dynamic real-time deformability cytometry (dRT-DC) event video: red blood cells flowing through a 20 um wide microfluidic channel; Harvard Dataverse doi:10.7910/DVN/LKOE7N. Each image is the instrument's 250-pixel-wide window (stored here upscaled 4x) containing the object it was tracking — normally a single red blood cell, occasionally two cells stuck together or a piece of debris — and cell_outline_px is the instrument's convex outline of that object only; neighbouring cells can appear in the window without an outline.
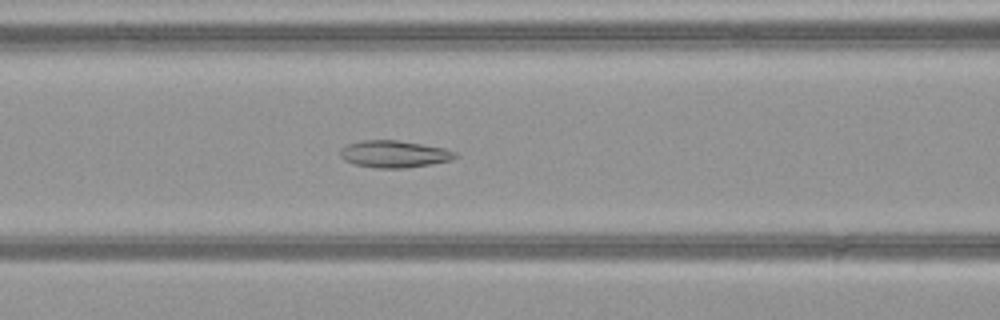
{"species": "common noctule bat (a hibernating species)", "species_latin": "Nyctalus noctula", "temperature_condition": "warm", "stored_images_in_passage": 52, "segment_of_instrument_passage": [1, 2], "camera_frame_rate_fps": 3000, "um_per_image_px": 0.085, "animal": {"sex": "female", "body_mass_g": 21.9}, "frame": {"image": 1, "passage_image": 22, "time_ms": 7.0, "image_size_px": [1000, 320], "cell_outline_px": [[460, 156], [452, 160], [432, 164], [404, 168], [376, 168], [356, 164], [344, 160], [340, 156], [340, 148], [348, 144], [364, 140], [400, 140], [444, 148], [456, 152]], "centroid_in_image_um": [33.54, 13.09], "position_along_channel_um": 133.1, "area_um2": 18.21}}
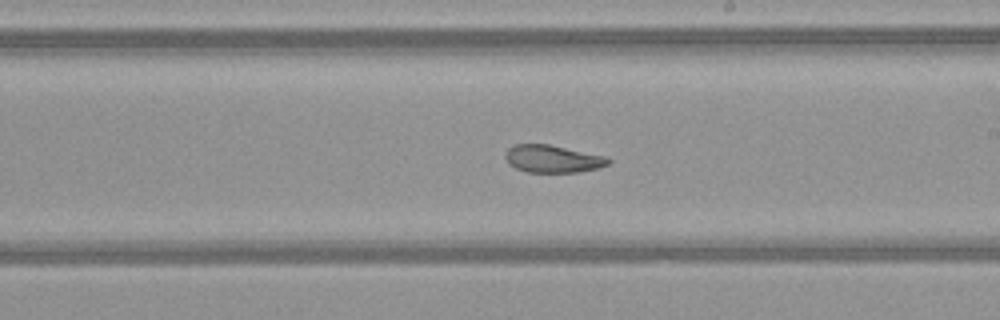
{"frame": {"image": 2, "passage_image": 30, "time_ms": 9.667, "image_size_px": [1000, 320], "cell_outline_px": [[612, 160], [608, 164], [600, 168], [580, 172], [528, 172], [516, 168], [508, 164], [504, 156], [508, 148], [512, 144], [548, 144], [608, 156]], "centroid_in_image_um": [47.0, 13.5], "position_along_channel_um": 242.0, "area_um2": 16.76}}
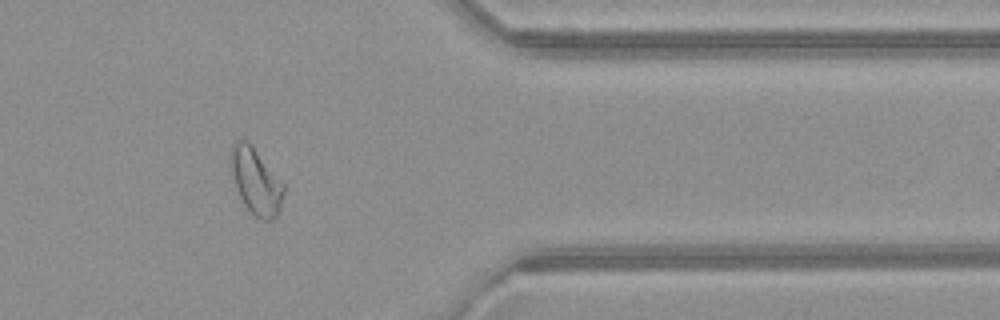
{"frame": {"image": 3, "passage_image": 42, "time_ms": 13.667, "image_size_px": [1000, 320], "cell_outline_px": [[284, 192], [280, 208], [276, 220], [260, 220], [244, 204], [236, 188], [228, 160], [228, 152], [232, 144], [236, 140], [248, 140], [284, 184]], "centroid_in_image_um": [21.72, 15.38], "position_along_channel_um": 389.7, "area_um2": 20.63}}